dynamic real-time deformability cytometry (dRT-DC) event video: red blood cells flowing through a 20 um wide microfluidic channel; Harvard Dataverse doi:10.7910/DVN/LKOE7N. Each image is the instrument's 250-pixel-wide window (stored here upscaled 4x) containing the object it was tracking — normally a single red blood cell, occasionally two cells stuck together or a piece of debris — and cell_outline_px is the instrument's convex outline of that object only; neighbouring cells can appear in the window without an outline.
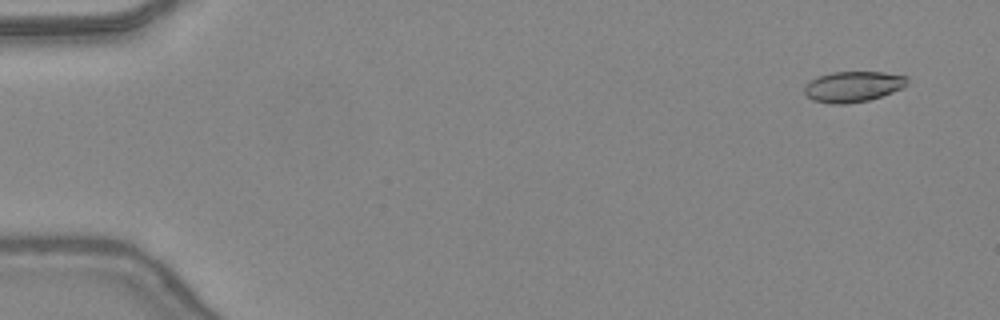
{"species": "common noctule bat (a hibernating species)", "species_latin": "Nyctalus noctula", "temperature_condition": "warm", "stored_images_in_passage": 12, "camera_frame_rate_fps": 3000, "um_per_image_px": 0.085, "animal": {"sex": "female", "body_mass_g": 24.6, "forearm_length_mm": 56.2}, "frame": {"image": 1, "passage_image": 1, "time_ms": 0.0, "image_size_px": [1000, 320], "cell_outline_px": [[908, 84], [892, 92], [868, 100], [848, 104], [832, 104], [812, 100], [804, 92], [804, 88], [812, 80], [820, 76], [832, 72], [884, 72], [908, 76]], "centroid_in_image_um": [72.53, 7.36], "position_along_channel_um": 12.5, "area_um2": 18.21}}
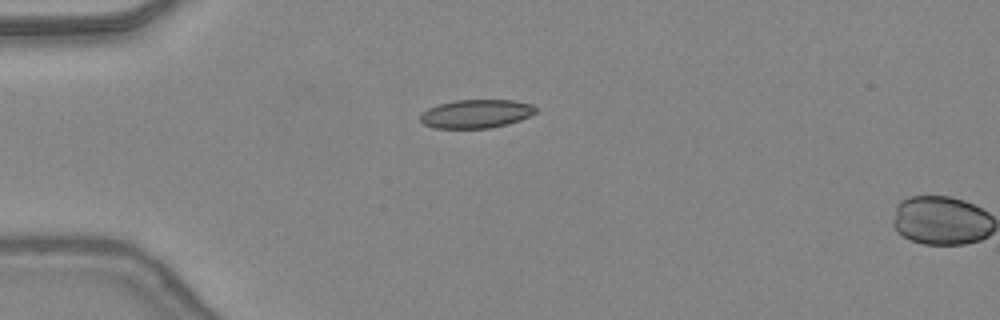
{"frame": {"image": 2, "passage_image": 11, "time_ms": 3.333, "image_size_px": [1000, 320], "cell_outline_px": [[536, 112], [520, 120], [508, 124], [488, 128], [432, 128], [424, 124], [420, 120], [420, 116], [428, 108], [440, 104], [456, 100], [512, 100], [532, 104], [536, 108]], "centroid_in_image_um": [40.47, 9.67], "position_along_channel_um": 44.5, "area_um2": 19.07}}